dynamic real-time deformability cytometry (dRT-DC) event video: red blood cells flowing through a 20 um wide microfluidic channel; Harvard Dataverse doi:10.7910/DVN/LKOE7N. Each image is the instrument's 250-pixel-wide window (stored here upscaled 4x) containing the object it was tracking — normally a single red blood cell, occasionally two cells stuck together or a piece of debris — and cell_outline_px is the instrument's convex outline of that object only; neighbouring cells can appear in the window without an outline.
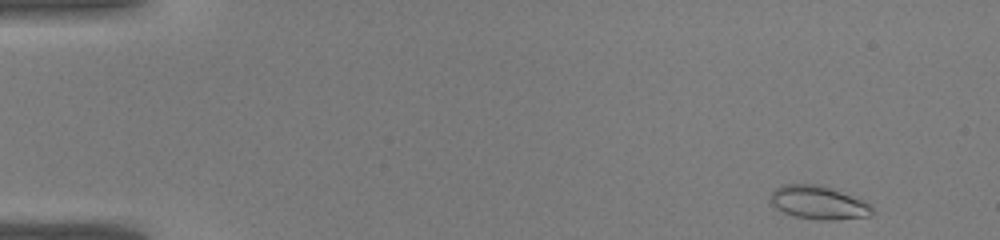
{"species": "common noctule bat (a hibernating species)", "species_latin": "Nyctalus noctula", "temperature_condition": "warm", "stored_images_in_passage": 40, "camera_frame_rate_fps": 3000, "um_per_image_px": 0.085, "animal": {"sex": "male", "body_mass_g": 19.0, "forearm_length_mm": 50.8}, "frame": {"image": 1, "passage_image": 1, "time_ms": 0.0, "image_size_px": [1000, 240], "cell_outline_px": [[876, 212], [872, 216], [832, 220], [816, 220], [796, 216], [784, 212], [776, 208], [768, 200], [772, 192], [780, 184], [820, 184], [832, 188], [872, 204]], "centroid_in_image_um": [69.6, 17.22], "position_along_channel_um": 15.4, "area_um2": 20.11}}
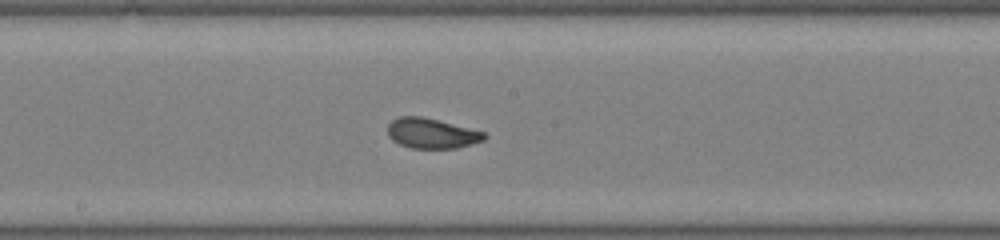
{"frame": {"image": 2, "passage_image": 21, "time_ms": 6.667, "image_size_px": [1000, 240], "cell_outline_px": [[488, 136], [484, 140], [456, 148], [412, 148], [400, 144], [392, 140], [388, 136], [388, 124], [392, 120], [400, 116], [424, 116], [484, 132]], "centroid_in_image_um": [36.67, 11.32], "position_along_channel_um": 211.5, "area_um2": 16.94}}
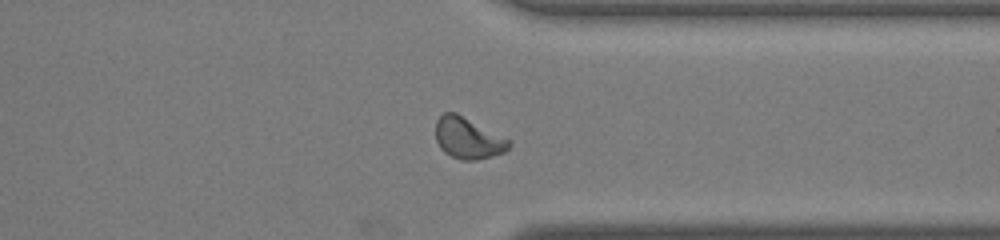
{"frame": {"image": 3, "passage_image": 31, "time_ms": 10.0, "image_size_px": [1000, 240], "cell_outline_px": [[512, 144], [504, 152], [492, 156], [476, 160], [460, 160], [444, 152], [440, 148], [436, 140], [436, 120], [444, 112], [456, 112], [512, 140]], "centroid_in_image_um": [39.8, 11.74], "position_along_channel_um": 371.6, "area_um2": 17.8}}